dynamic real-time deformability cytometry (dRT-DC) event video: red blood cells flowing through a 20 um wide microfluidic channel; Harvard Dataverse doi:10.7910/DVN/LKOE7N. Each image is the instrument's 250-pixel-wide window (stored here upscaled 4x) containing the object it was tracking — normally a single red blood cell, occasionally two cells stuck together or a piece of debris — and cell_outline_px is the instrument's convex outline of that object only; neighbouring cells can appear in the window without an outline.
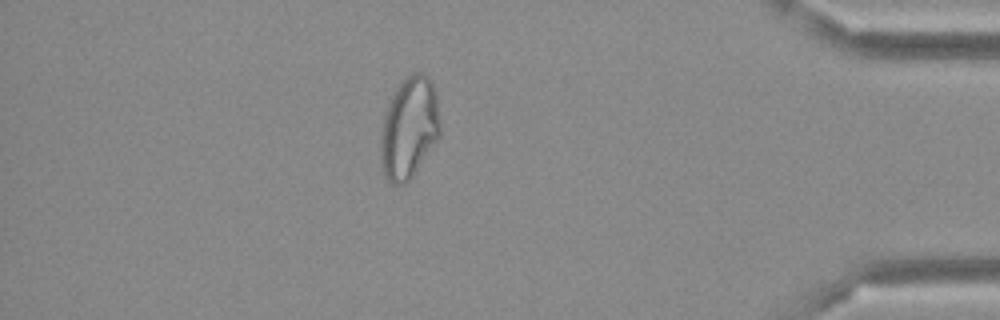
{"species": "Egyptian fruit bat (a non-hibernating species)", "species_latin": "Rousettus aegyptiacus", "temperature_condition": "cold", "stored_images_in_passage": 43, "camera_frame_rate_fps": 3000, "um_per_image_px": 0.085, "frame": {"image": 1, "passage_image": 37, "time_ms": 12.0, "image_size_px": [1000, 320], "cell_outline_px": [[440, 136], [412, 176], [404, 184], [392, 184], [388, 180], [384, 172], [380, 152], [380, 132], [384, 112], [396, 88], [412, 72], [424, 72], [432, 80], [436, 92], [440, 120]], "centroid_in_image_um": [34.78, 10.83], "position_along_channel_um": 400.4, "area_um2": 35.32}}